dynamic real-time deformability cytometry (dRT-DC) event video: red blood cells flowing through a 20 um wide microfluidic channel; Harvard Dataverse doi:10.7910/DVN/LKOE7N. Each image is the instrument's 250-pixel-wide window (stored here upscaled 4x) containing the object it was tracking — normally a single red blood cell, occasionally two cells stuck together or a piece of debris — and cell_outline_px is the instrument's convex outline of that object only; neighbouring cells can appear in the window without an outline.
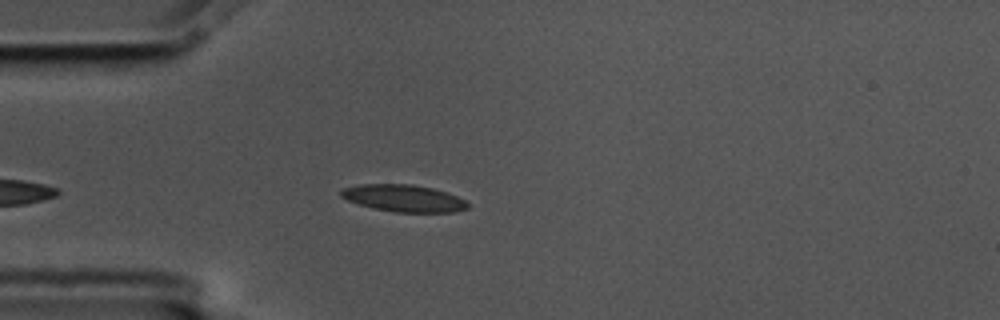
{"species": "common noctule bat (a hibernating species)", "species_latin": "Nyctalus noctula", "temperature_condition": "cold", "stored_images_in_passage": 44, "camera_frame_rate_fps": 3000, "um_per_image_px": 0.085, "animal": {"sex": "male", "body_mass_g": 17.5, "forearm_length_mm": 52.3}, "frame": {"image": 1, "passage_image": 5, "time_ms": 1.333, "image_size_px": [1000, 320], "cell_outline_px": [[468, 208], [452, 212], [396, 212], [372, 208], [348, 200], [340, 196], [340, 192], [344, 188], [360, 184], [412, 184], [432, 188], [456, 196], [464, 200], [468, 204]], "centroid_in_image_um": [34.29, 16.85], "position_along_channel_um": 50.7, "area_um2": 19.71}}
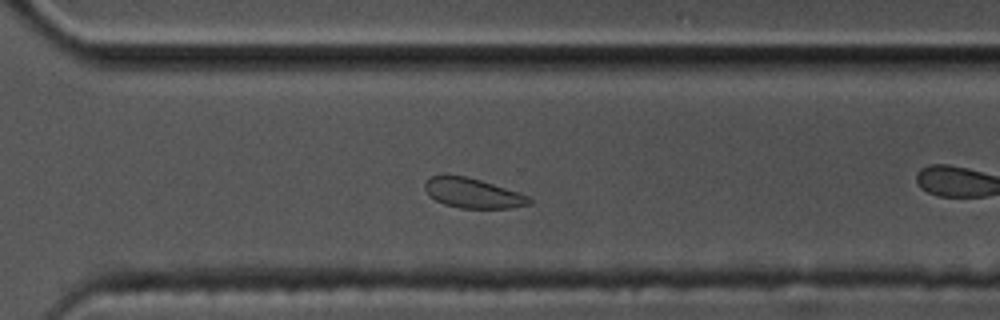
{"frame": {"image": 2, "passage_image": 26, "time_ms": 8.333, "image_size_px": [1000, 320], "cell_outline_px": [[532, 204], [512, 208], [460, 208], [444, 204], [428, 196], [424, 188], [424, 180], [428, 176], [464, 176], [480, 180], [520, 192], [528, 196], [532, 200]], "centroid_in_image_um": [40.19, 16.43], "position_along_channel_um": 330.4, "area_um2": 18.21}}
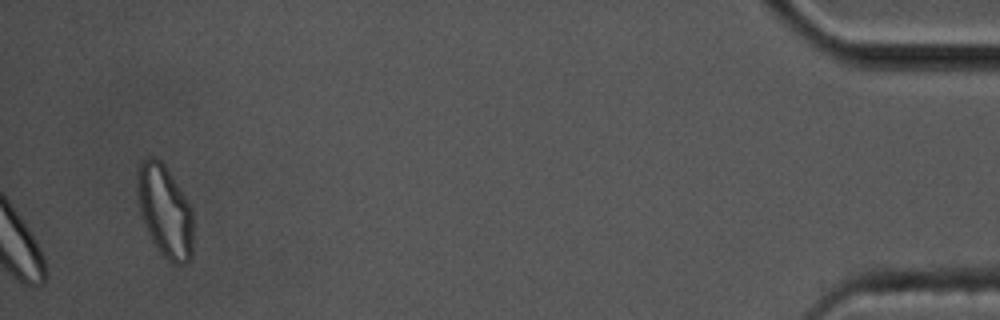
{"frame": {"image": 3, "passage_image": 44, "time_ms": 14.333, "image_size_px": [1000, 320], "cell_outline_px": [[192, 260], [184, 264], [172, 264], [160, 252], [152, 240], [148, 232], [140, 212], [136, 180], [136, 172], [140, 160], [148, 156], [152, 156], [160, 160], [164, 164], [172, 176], [184, 196], [192, 212]], "centroid_in_image_um": [14.0, 17.93], "position_along_channel_um": 421.2, "area_um2": 29.94}, "authors_computed_cell_mechanics": {"area_um2": 19.9121, "velocity_mm_per_s": 3.5231, "shape_relaxation_time_tau1_ms": 2.0534, "shape_relaxation_time_tau2_ms": 2.6184, "deformation_change_tau1": 0.0728, "deformation_change_tau2": 0.085}}